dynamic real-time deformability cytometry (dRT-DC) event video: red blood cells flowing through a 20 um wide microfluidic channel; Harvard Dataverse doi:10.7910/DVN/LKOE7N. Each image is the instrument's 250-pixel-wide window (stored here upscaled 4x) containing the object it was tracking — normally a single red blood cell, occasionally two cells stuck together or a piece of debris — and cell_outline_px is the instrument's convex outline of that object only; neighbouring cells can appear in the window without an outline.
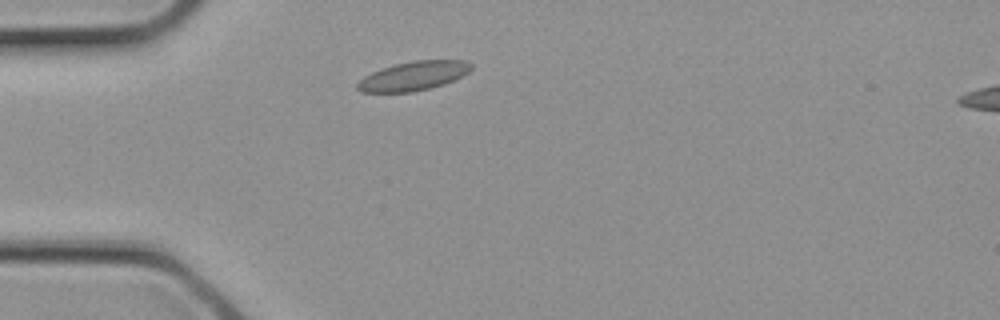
{"species": "common noctule bat (a hibernating species)", "species_latin": "Nyctalus noctula", "temperature_condition": "cold", "stored_images_in_passage": 2, "camera_frame_rate_fps": 3000, "um_per_image_px": 0.085, "animal": {"sex": "female", "body_mass_g": 21.9}, "frame": {"image": 1, "passage_image": 1, "time_ms": 0.0, "image_size_px": [1000, 320], "cell_outline_px": [[472, 68], [468, 72], [444, 84], [412, 92], [360, 92], [356, 88], [356, 84], [364, 76], [372, 72], [392, 64], [412, 60], [464, 60], [472, 64]], "centroid_in_image_um": [35.1, 6.44], "position_along_channel_um": 49.9, "area_um2": 19.25}}